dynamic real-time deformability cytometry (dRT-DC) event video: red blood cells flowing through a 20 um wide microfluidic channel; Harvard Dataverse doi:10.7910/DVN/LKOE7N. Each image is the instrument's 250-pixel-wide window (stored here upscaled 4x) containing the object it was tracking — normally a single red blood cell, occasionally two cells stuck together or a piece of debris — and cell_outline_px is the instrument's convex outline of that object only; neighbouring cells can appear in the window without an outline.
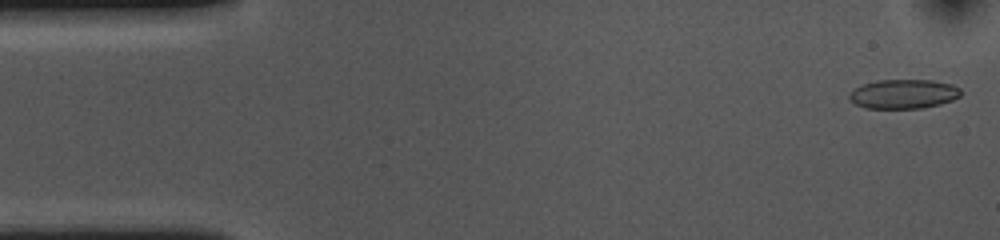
{"species": "common noctule bat (a hibernating species)", "species_latin": "Nyctalus noctula", "temperature_condition": "cold", "stored_images_in_passage": 53, "camera_frame_rate_fps": 3000, "um_per_image_px": 0.085, "animal": {"sex": "female", "body_mass_g": 10.0, "forearm_length_mm": 53.1}, "frame": {"image": 1, "passage_image": 1, "time_ms": 0.0, "image_size_px": [1000, 240], "cell_outline_px": [[960, 96], [952, 100], [940, 104], [920, 108], [864, 108], [856, 104], [848, 96], [860, 84], [876, 80], [932, 80], [952, 84], [960, 88]], "centroid_in_image_um": [76.8, 7.98], "position_along_channel_um": 8.2, "area_um2": 18.96}}
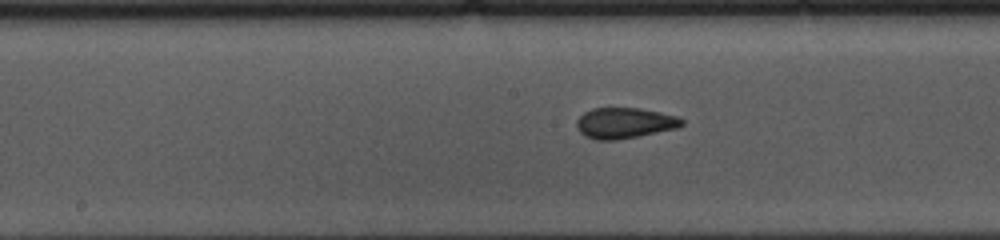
{"frame": {"image": 2, "passage_image": 25, "time_ms": 8.0, "image_size_px": [1000, 240], "cell_outline_px": [[684, 124], [676, 128], [616, 140], [596, 140], [584, 136], [576, 128], [576, 120], [584, 112], [592, 108], [640, 108], [680, 116], [684, 120]], "centroid_in_image_um": [53.07, 10.45], "position_along_channel_um": 195.1, "area_um2": 18.9}}
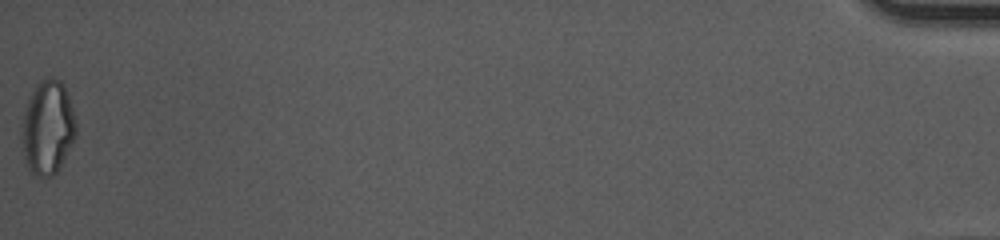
{"frame": {"image": 3, "passage_image": 53, "time_ms": 17.333, "image_size_px": [1000, 240], "cell_outline_px": [[76, 136], [72, 144], [56, 172], [52, 176], [36, 176], [28, 168], [24, 160], [20, 132], [24, 112], [28, 100], [36, 84], [48, 76], [52, 76], [60, 80], [64, 84], [76, 120]], "centroid_in_image_um": [4.04, 10.82], "position_along_channel_um": 431.2, "area_um2": 29.82}, "authors_computed_cell_mechanics": {"area_um2": 19.3052, "velocity_mm_per_s": 3.6614, "shape_relaxation_time_tau1_ms": 4.2014, "shape_relaxation_time_tau2_ms": 1.6136, "deformation_change_tau1": 0.13, "deformation_change_tau2": 0.0893}}